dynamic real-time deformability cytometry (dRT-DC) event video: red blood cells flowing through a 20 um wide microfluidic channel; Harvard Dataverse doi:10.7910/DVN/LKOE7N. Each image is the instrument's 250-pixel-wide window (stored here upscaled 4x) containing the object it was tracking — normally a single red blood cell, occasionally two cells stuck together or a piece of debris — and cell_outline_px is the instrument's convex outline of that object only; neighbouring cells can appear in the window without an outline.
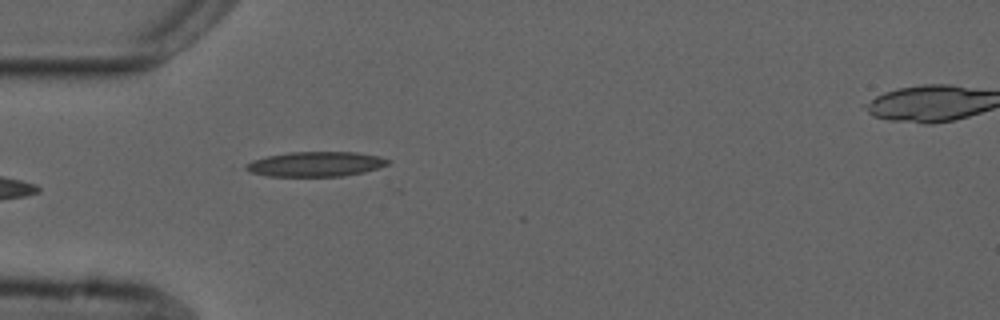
{"species": "common noctule bat (a hibernating species)", "species_latin": "Nyctalus noctula", "temperature_condition": "cold", "stored_images_in_passage": 6, "segment_of_instrument_passage": [1, 2], "camera_frame_rate_fps": 3000, "um_per_image_px": 0.085, "animal": {"sex": "male", "forearm_length_mm": 52.5}, "frame": {"image": 1, "passage_image": 5, "time_ms": 4.667, "image_size_px": [1000, 320], "cell_outline_px": [[392, 160], [388, 164], [364, 172], [344, 176], [268, 176], [248, 172], [240, 168], [244, 164], [252, 160], [268, 156], [288, 152], [356, 152], [380, 156]], "centroid_in_image_um": [26.78, 13.95], "position_along_channel_um": 58.2, "area_um2": 20.81}}